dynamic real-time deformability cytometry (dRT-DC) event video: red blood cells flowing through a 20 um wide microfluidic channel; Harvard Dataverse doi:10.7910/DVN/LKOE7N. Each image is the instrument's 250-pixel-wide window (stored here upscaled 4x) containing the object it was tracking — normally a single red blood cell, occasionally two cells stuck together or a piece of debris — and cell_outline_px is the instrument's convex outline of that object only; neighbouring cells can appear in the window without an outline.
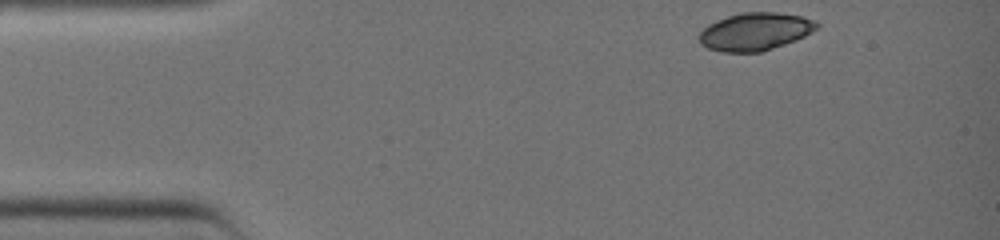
{"species": "common noctule bat (a hibernating species)", "species_latin": "Nyctalus noctula", "temperature_condition": "warm", "stored_images_in_passage": 31, "camera_frame_rate_fps": 3000, "um_per_image_px": 0.085, "animal": {"sex": "female", "body_mass_g": 19.0, "forearm_length_mm": 51.5}, "frame": {"image": 1, "passage_image": 1, "time_ms": 0.0, "image_size_px": [1000, 240], "cell_outline_px": [[820, 28], [796, 40], [760, 52], [720, 52], [708, 48], [700, 44], [700, 32], [708, 24], [716, 20], [740, 12], [776, 12], [800, 16], [816, 20], [820, 24]], "centroid_in_image_um": [64.21, 2.68], "position_along_channel_um": 20.8, "area_um2": 25.95}}
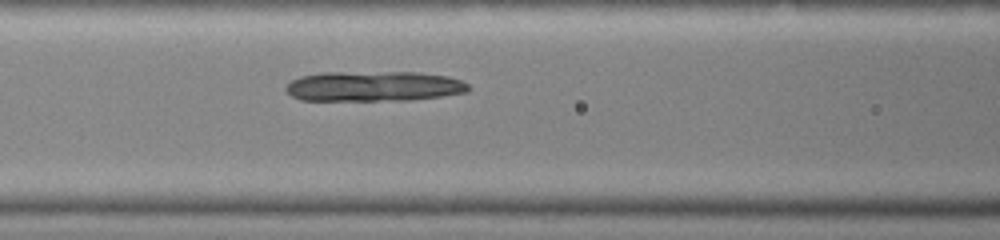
{"frame": {"image": 2, "passage_image": 13, "time_ms": 4.0, "image_size_px": [1000, 240], "cell_outline_px": [[468, 92], [440, 96], [408, 100], [300, 100], [292, 96], [284, 88], [292, 80], [300, 76], [324, 72], [420, 72], [448, 76], [460, 80], [468, 84]], "centroid_in_image_um": [31.76, 7.32], "position_along_channel_um": 134.8, "area_um2": 32.08}}
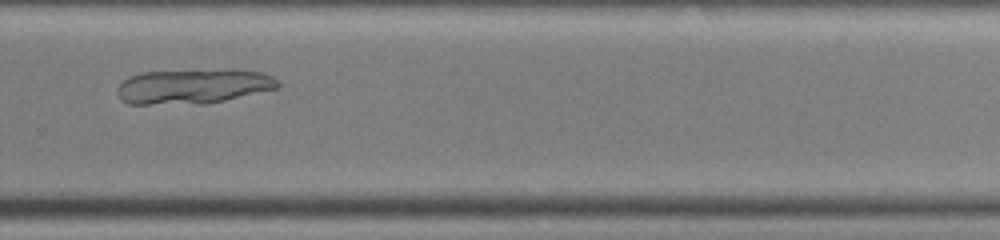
{"frame": {"image": 3, "passage_image": 24, "time_ms": 7.667, "image_size_px": [1000, 240], "cell_outline_px": [[280, 88], [224, 100], [204, 104], [128, 104], [120, 100], [116, 92], [116, 88], [128, 76], [140, 72], [260, 72], [272, 76], [280, 84]], "centroid_in_image_um": [16.32, 7.4], "position_along_channel_um": 313.5, "area_um2": 31.56}}